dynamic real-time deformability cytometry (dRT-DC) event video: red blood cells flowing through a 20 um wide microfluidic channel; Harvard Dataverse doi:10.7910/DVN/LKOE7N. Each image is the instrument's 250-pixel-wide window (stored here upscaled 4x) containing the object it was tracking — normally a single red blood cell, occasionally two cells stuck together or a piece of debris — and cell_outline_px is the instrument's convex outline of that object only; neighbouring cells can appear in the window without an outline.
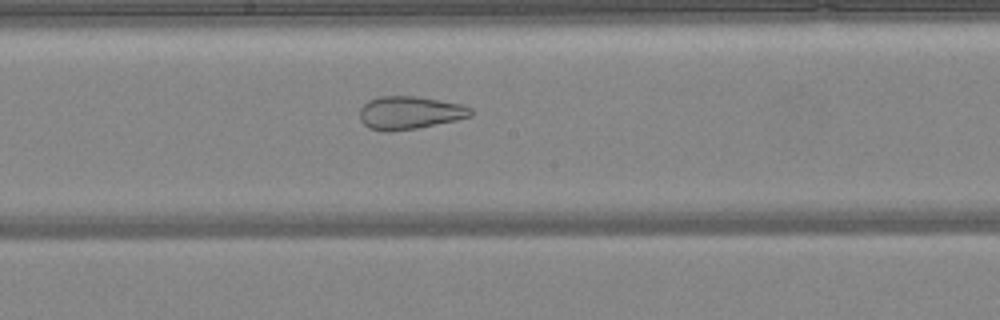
{"species": "common noctule bat (a hibernating species)", "species_latin": "Nyctalus noctula", "temperature_condition": "warm", "stored_images_in_passage": 38, "camera_frame_rate_fps": 3000, "um_per_image_px": 0.085, "animal": {"sex": "female", "body_mass_g": 24.6, "forearm_length_mm": 56.2}, "frame": {"image": 1, "passage_image": 16, "time_ms": 5.0, "image_size_px": [1000, 320], "cell_outline_px": [[472, 116], [456, 120], [416, 128], [388, 132], [384, 132], [368, 128], [360, 120], [360, 108], [368, 100], [380, 96], [416, 96], [464, 104], [472, 108]], "centroid_in_image_um": [34.82, 9.58], "position_along_channel_um": 213.4, "area_um2": 21.5}}
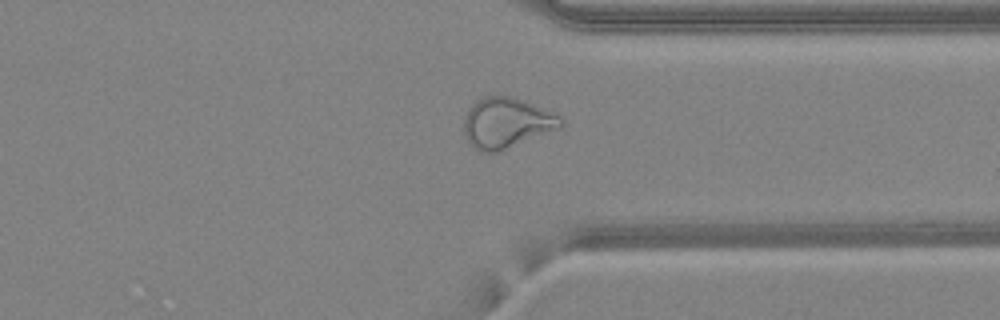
{"frame": {"image": 2, "passage_image": 27, "time_ms": 8.667, "image_size_px": [1000, 320], "cell_outline_px": [[564, 124], [560, 128], [496, 152], [480, 152], [472, 148], [464, 132], [464, 116], [468, 108], [476, 100], [484, 96], [512, 96], [524, 100], [564, 116]], "centroid_in_image_um": [43.07, 10.42], "position_along_channel_um": 368.3, "area_um2": 28.67}}
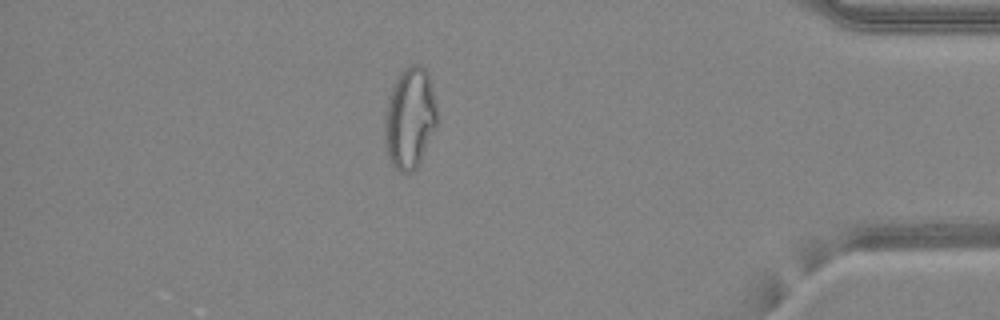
{"frame": {"image": 3, "passage_image": 32, "time_ms": 10.333, "image_size_px": [1000, 320], "cell_outline_px": [[436, 128], [416, 168], [412, 172], [400, 172], [392, 164], [388, 156], [384, 140], [384, 112], [388, 96], [400, 72], [408, 64], [420, 64], [428, 72], [436, 108]], "centroid_in_image_um": [34.8, 10.03], "position_along_channel_um": 400.4, "area_um2": 30.92}, "authors_computed_cell_mechanics": {"area_um2": 28.4376, "velocity_mm_per_s": 4.2549, "shape_relaxation_time_tau1_ms": null, "shape_relaxation_time_tau2_ms": 1.2677, "deformation_change_tau1": null, "deformation_change_tau2": 0.0975}}